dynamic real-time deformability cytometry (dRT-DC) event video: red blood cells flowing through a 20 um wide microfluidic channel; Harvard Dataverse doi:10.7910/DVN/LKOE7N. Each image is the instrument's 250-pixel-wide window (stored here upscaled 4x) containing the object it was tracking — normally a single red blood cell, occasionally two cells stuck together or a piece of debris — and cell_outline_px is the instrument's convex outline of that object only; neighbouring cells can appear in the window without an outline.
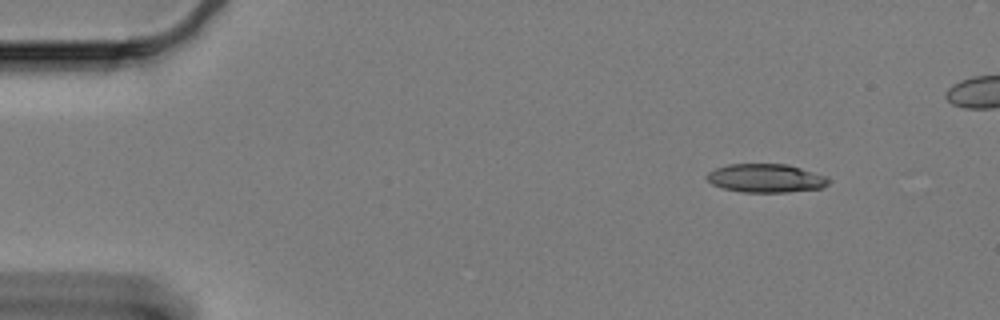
{"species": "Egyptian fruit bat (a non-hibernating species)", "species_latin": "Rousettus aegyptiacus", "temperature_condition": "cold", "stored_images_in_passage": 13, "camera_frame_rate_fps": 3000, "um_per_image_px": 0.085, "animal": {"sex": "female"}, "frame": {"image": 1, "passage_image": 1, "time_ms": 0.0, "image_size_px": [1000, 320], "cell_outline_px": [[828, 184], [820, 188], [788, 192], [744, 192], [724, 188], [712, 184], [704, 176], [708, 172], [716, 168], [728, 164], [788, 164], [828, 176]], "centroid_in_image_um": [65.09, 15.14], "position_along_channel_um": 19.9, "area_um2": 20.23}}